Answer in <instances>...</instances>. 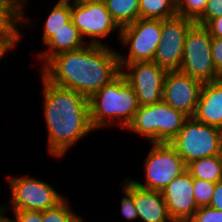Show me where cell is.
<instances>
[{"label": "cell", "instance_id": "obj_1", "mask_svg": "<svg viewBox=\"0 0 222 222\" xmlns=\"http://www.w3.org/2000/svg\"><path fill=\"white\" fill-rule=\"evenodd\" d=\"M107 46L87 44L61 52L42 66L40 73L54 85L89 98L121 73L118 52Z\"/></svg>", "mask_w": 222, "mask_h": 222}, {"label": "cell", "instance_id": "obj_2", "mask_svg": "<svg viewBox=\"0 0 222 222\" xmlns=\"http://www.w3.org/2000/svg\"><path fill=\"white\" fill-rule=\"evenodd\" d=\"M43 115L48 131L47 151L63 157L84 136L95 131L90 123L88 98L72 89L54 85L42 74Z\"/></svg>", "mask_w": 222, "mask_h": 222}, {"label": "cell", "instance_id": "obj_3", "mask_svg": "<svg viewBox=\"0 0 222 222\" xmlns=\"http://www.w3.org/2000/svg\"><path fill=\"white\" fill-rule=\"evenodd\" d=\"M88 103L90 123L95 131L117 122L116 126L126 129L139 108L135 91L121 73L92 94Z\"/></svg>", "mask_w": 222, "mask_h": 222}, {"label": "cell", "instance_id": "obj_4", "mask_svg": "<svg viewBox=\"0 0 222 222\" xmlns=\"http://www.w3.org/2000/svg\"><path fill=\"white\" fill-rule=\"evenodd\" d=\"M188 118L183 112L161 102L139 106L127 130L146 137L150 143H169Z\"/></svg>", "mask_w": 222, "mask_h": 222}, {"label": "cell", "instance_id": "obj_5", "mask_svg": "<svg viewBox=\"0 0 222 222\" xmlns=\"http://www.w3.org/2000/svg\"><path fill=\"white\" fill-rule=\"evenodd\" d=\"M187 165L193 160L221 155L220 128L188 117L183 128L169 142Z\"/></svg>", "mask_w": 222, "mask_h": 222}, {"label": "cell", "instance_id": "obj_6", "mask_svg": "<svg viewBox=\"0 0 222 222\" xmlns=\"http://www.w3.org/2000/svg\"><path fill=\"white\" fill-rule=\"evenodd\" d=\"M211 43L209 31L195 24L187 33L179 71L201 83L220 80L212 59Z\"/></svg>", "mask_w": 222, "mask_h": 222}, {"label": "cell", "instance_id": "obj_7", "mask_svg": "<svg viewBox=\"0 0 222 222\" xmlns=\"http://www.w3.org/2000/svg\"><path fill=\"white\" fill-rule=\"evenodd\" d=\"M11 203L0 205L5 211L32 210L44 211L56 207L65 197L60 195L49 183L24 175L8 177ZM12 208V209H11Z\"/></svg>", "mask_w": 222, "mask_h": 222}, {"label": "cell", "instance_id": "obj_8", "mask_svg": "<svg viewBox=\"0 0 222 222\" xmlns=\"http://www.w3.org/2000/svg\"><path fill=\"white\" fill-rule=\"evenodd\" d=\"M162 31L161 19L139 18L121 28L120 44L129 48L128 54L118 53L119 64L153 61Z\"/></svg>", "mask_w": 222, "mask_h": 222}, {"label": "cell", "instance_id": "obj_9", "mask_svg": "<svg viewBox=\"0 0 222 222\" xmlns=\"http://www.w3.org/2000/svg\"><path fill=\"white\" fill-rule=\"evenodd\" d=\"M145 162V182L132 181L140 188L163 191L169 183L187 170L182 157L169 143H151Z\"/></svg>", "mask_w": 222, "mask_h": 222}, {"label": "cell", "instance_id": "obj_10", "mask_svg": "<svg viewBox=\"0 0 222 222\" xmlns=\"http://www.w3.org/2000/svg\"><path fill=\"white\" fill-rule=\"evenodd\" d=\"M71 1V20L83 39L89 37L88 44L105 46L103 38L117 30L120 36L121 28L108 12L105 2Z\"/></svg>", "mask_w": 222, "mask_h": 222}, {"label": "cell", "instance_id": "obj_11", "mask_svg": "<svg viewBox=\"0 0 222 222\" xmlns=\"http://www.w3.org/2000/svg\"><path fill=\"white\" fill-rule=\"evenodd\" d=\"M121 74L135 91L139 106L152 105L163 99L167 71L154 61L119 64Z\"/></svg>", "mask_w": 222, "mask_h": 222}, {"label": "cell", "instance_id": "obj_12", "mask_svg": "<svg viewBox=\"0 0 222 222\" xmlns=\"http://www.w3.org/2000/svg\"><path fill=\"white\" fill-rule=\"evenodd\" d=\"M195 24L178 15L162 20L161 39L153 61L166 71H179L187 33Z\"/></svg>", "mask_w": 222, "mask_h": 222}, {"label": "cell", "instance_id": "obj_13", "mask_svg": "<svg viewBox=\"0 0 222 222\" xmlns=\"http://www.w3.org/2000/svg\"><path fill=\"white\" fill-rule=\"evenodd\" d=\"M202 86L203 83L180 71H167L162 100L188 117H193Z\"/></svg>", "mask_w": 222, "mask_h": 222}, {"label": "cell", "instance_id": "obj_14", "mask_svg": "<svg viewBox=\"0 0 222 222\" xmlns=\"http://www.w3.org/2000/svg\"><path fill=\"white\" fill-rule=\"evenodd\" d=\"M173 222H188L198 209L193 194V178L186 170L162 191Z\"/></svg>", "mask_w": 222, "mask_h": 222}, {"label": "cell", "instance_id": "obj_15", "mask_svg": "<svg viewBox=\"0 0 222 222\" xmlns=\"http://www.w3.org/2000/svg\"><path fill=\"white\" fill-rule=\"evenodd\" d=\"M193 117L203 124L222 128V79L203 83Z\"/></svg>", "mask_w": 222, "mask_h": 222}, {"label": "cell", "instance_id": "obj_16", "mask_svg": "<svg viewBox=\"0 0 222 222\" xmlns=\"http://www.w3.org/2000/svg\"><path fill=\"white\" fill-rule=\"evenodd\" d=\"M133 202L143 222H173L161 191L147 190L133 182Z\"/></svg>", "mask_w": 222, "mask_h": 222}, {"label": "cell", "instance_id": "obj_17", "mask_svg": "<svg viewBox=\"0 0 222 222\" xmlns=\"http://www.w3.org/2000/svg\"><path fill=\"white\" fill-rule=\"evenodd\" d=\"M85 39L82 38L78 29L71 20L64 25V28L55 31V33L44 43L47 49L40 50L39 58H41L44 66L53 56L66 51H74L84 47Z\"/></svg>", "mask_w": 222, "mask_h": 222}, {"label": "cell", "instance_id": "obj_18", "mask_svg": "<svg viewBox=\"0 0 222 222\" xmlns=\"http://www.w3.org/2000/svg\"><path fill=\"white\" fill-rule=\"evenodd\" d=\"M26 1L28 0H0V37H21L19 30L23 29L22 23L24 26L32 24L24 14Z\"/></svg>", "mask_w": 222, "mask_h": 222}, {"label": "cell", "instance_id": "obj_19", "mask_svg": "<svg viewBox=\"0 0 222 222\" xmlns=\"http://www.w3.org/2000/svg\"><path fill=\"white\" fill-rule=\"evenodd\" d=\"M187 171L192 178L217 183L222 180V156L215 155L193 160L187 164Z\"/></svg>", "mask_w": 222, "mask_h": 222}, {"label": "cell", "instance_id": "obj_20", "mask_svg": "<svg viewBox=\"0 0 222 222\" xmlns=\"http://www.w3.org/2000/svg\"><path fill=\"white\" fill-rule=\"evenodd\" d=\"M105 5L120 28L140 18L139 0H105Z\"/></svg>", "mask_w": 222, "mask_h": 222}, {"label": "cell", "instance_id": "obj_21", "mask_svg": "<svg viewBox=\"0 0 222 222\" xmlns=\"http://www.w3.org/2000/svg\"><path fill=\"white\" fill-rule=\"evenodd\" d=\"M71 21L70 0H58L44 22L43 44L55 33Z\"/></svg>", "mask_w": 222, "mask_h": 222}, {"label": "cell", "instance_id": "obj_22", "mask_svg": "<svg viewBox=\"0 0 222 222\" xmlns=\"http://www.w3.org/2000/svg\"><path fill=\"white\" fill-rule=\"evenodd\" d=\"M140 18L169 19L177 15L176 0H139Z\"/></svg>", "mask_w": 222, "mask_h": 222}, {"label": "cell", "instance_id": "obj_23", "mask_svg": "<svg viewBox=\"0 0 222 222\" xmlns=\"http://www.w3.org/2000/svg\"><path fill=\"white\" fill-rule=\"evenodd\" d=\"M68 199H64L56 207L42 212V222H77L79 215L72 210Z\"/></svg>", "mask_w": 222, "mask_h": 222}, {"label": "cell", "instance_id": "obj_24", "mask_svg": "<svg viewBox=\"0 0 222 222\" xmlns=\"http://www.w3.org/2000/svg\"><path fill=\"white\" fill-rule=\"evenodd\" d=\"M208 0H176V13L178 16L196 22L204 13Z\"/></svg>", "mask_w": 222, "mask_h": 222}, {"label": "cell", "instance_id": "obj_25", "mask_svg": "<svg viewBox=\"0 0 222 222\" xmlns=\"http://www.w3.org/2000/svg\"><path fill=\"white\" fill-rule=\"evenodd\" d=\"M216 183L193 178V194L197 207L209 206Z\"/></svg>", "mask_w": 222, "mask_h": 222}, {"label": "cell", "instance_id": "obj_26", "mask_svg": "<svg viewBox=\"0 0 222 222\" xmlns=\"http://www.w3.org/2000/svg\"><path fill=\"white\" fill-rule=\"evenodd\" d=\"M123 183V192L125 196L121 198V213L123 217L126 218V220H137L139 219L137 208L134 205L133 202V181L130 179H127Z\"/></svg>", "mask_w": 222, "mask_h": 222}, {"label": "cell", "instance_id": "obj_27", "mask_svg": "<svg viewBox=\"0 0 222 222\" xmlns=\"http://www.w3.org/2000/svg\"><path fill=\"white\" fill-rule=\"evenodd\" d=\"M188 222H222V211L210 206L198 207Z\"/></svg>", "mask_w": 222, "mask_h": 222}, {"label": "cell", "instance_id": "obj_28", "mask_svg": "<svg viewBox=\"0 0 222 222\" xmlns=\"http://www.w3.org/2000/svg\"><path fill=\"white\" fill-rule=\"evenodd\" d=\"M222 16V0H208L203 15L195 22L205 26L211 19Z\"/></svg>", "mask_w": 222, "mask_h": 222}, {"label": "cell", "instance_id": "obj_29", "mask_svg": "<svg viewBox=\"0 0 222 222\" xmlns=\"http://www.w3.org/2000/svg\"><path fill=\"white\" fill-rule=\"evenodd\" d=\"M211 52L215 69L222 79V38L212 37Z\"/></svg>", "mask_w": 222, "mask_h": 222}, {"label": "cell", "instance_id": "obj_30", "mask_svg": "<svg viewBox=\"0 0 222 222\" xmlns=\"http://www.w3.org/2000/svg\"><path fill=\"white\" fill-rule=\"evenodd\" d=\"M16 222H42V211L12 210Z\"/></svg>", "mask_w": 222, "mask_h": 222}, {"label": "cell", "instance_id": "obj_31", "mask_svg": "<svg viewBox=\"0 0 222 222\" xmlns=\"http://www.w3.org/2000/svg\"><path fill=\"white\" fill-rule=\"evenodd\" d=\"M22 37H0V60L3 58L7 51L18 45Z\"/></svg>", "mask_w": 222, "mask_h": 222}, {"label": "cell", "instance_id": "obj_32", "mask_svg": "<svg viewBox=\"0 0 222 222\" xmlns=\"http://www.w3.org/2000/svg\"><path fill=\"white\" fill-rule=\"evenodd\" d=\"M204 27L209 31L211 37L222 38V16L211 19Z\"/></svg>", "mask_w": 222, "mask_h": 222}, {"label": "cell", "instance_id": "obj_33", "mask_svg": "<svg viewBox=\"0 0 222 222\" xmlns=\"http://www.w3.org/2000/svg\"><path fill=\"white\" fill-rule=\"evenodd\" d=\"M209 206L222 211V180L216 183L215 191Z\"/></svg>", "mask_w": 222, "mask_h": 222}, {"label": "cell", "instance_id": "obj_34", "mask_svg": "<svg viewBox=\"0 0 222 222\" xmlns=\"http://www.w3.org/2000/svg\"><path fill=\"white\" fill-rule=\"evenodd\" d=\"M7 212L5 211L1 206H0V222H16L15 219L7 217L4 213Z\"/></svg>", "mask_w": 222, "mask_h": 222}, {"label": "cell", "instance_id": "obj_35", "mask_svg": "<svg viewBox=\"0 0 222 222\" xmlns=\"http://www.w3.org/2000/svg\"><path fill=\"white\" fill-rule=\"evenodd\" d=\"M220 152L222 156V128L220 129Z\"/></svg>", "mask_w": 222, "mask_h": 222}, {"label": "cell", "instance_id": "obj_36", "mask_svg": "<svg viewBox=\"0 0 222 222\" xmlns=\"http://www.w3.org/2000/svg\"><path fill=\"white\" fill-rule=\"evenodd\" d=\"M68 1V0H66ZM82 1H90V2H105V0H82Z\"/></svg>", "mask_w": 222, "mask_h": 222}, {"label": "cell", "instance_id": "obj_37", "mask_svg": "<svg viewBox=\"0 0 222 222\" xmlns=\"http://www.w3.org/2000/svg\"><path fill=\"white\" fill-rule=\"evenodd\" d=\"M77 222H84L83 218L80 216Z\"/></svg>", "mask_w": 222, "mask_h": 222}]
</instances>
